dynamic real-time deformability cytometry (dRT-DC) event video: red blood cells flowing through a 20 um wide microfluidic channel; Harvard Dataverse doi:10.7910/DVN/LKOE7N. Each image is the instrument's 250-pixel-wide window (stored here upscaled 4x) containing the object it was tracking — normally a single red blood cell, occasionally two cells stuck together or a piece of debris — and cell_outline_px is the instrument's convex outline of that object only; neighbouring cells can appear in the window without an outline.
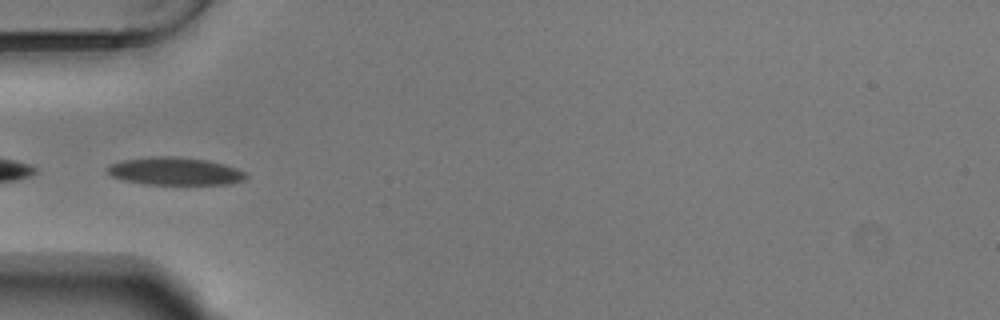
{"species": "Egyptian fruit bat (a non-hibernating species)", "species_latin": "Rousettus aegyptiacus", "temperature_condition": "warm", "stored_images_in_passage": 31, "camera_frame_rate_fps": 3000, "um_per_image_px": 0.085, "animal": {"sex": "male"}, "frame": {"image": 1, "passage_image": 1, "time_ms": 0.0, "image_size_px": [1000, 320], "cell_outline_px": [[248, 176], [244, 180], [232, 184], [144, 184], [124, 180], [112, 176], [104, 168], [120, 160], [148, 156], [176, 156], [208, 160], [224, 164], [236, 168], [244, 172]], "centroid_in_image_um": [14.86, 14.54], "position_along_channel_um": 70.1, "area_um2": 22.6}}
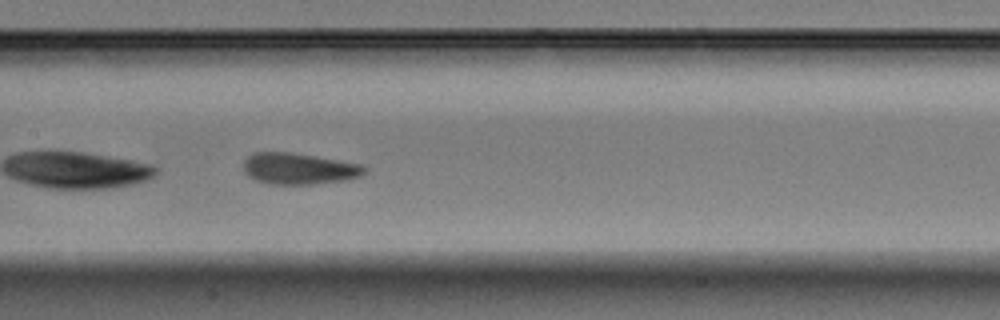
{"frame": {"image": 2, "passage_image": 10, "time_ms": 3.0, "image_size_px": [1000, 320], "cell_outline_px": [[368, 172], [360, 176], [344, 180], [312, 184], [268, 184], [256, 180], [248, 176], [244, 172], [244, 160], [252, 152], [288, 152], [316, 156], [360, 164], [368, 168]], "centroid_in_image_um": [25.4, 14.33], "position_along_channel_um": 182.0, "area_um2": 22.14}}
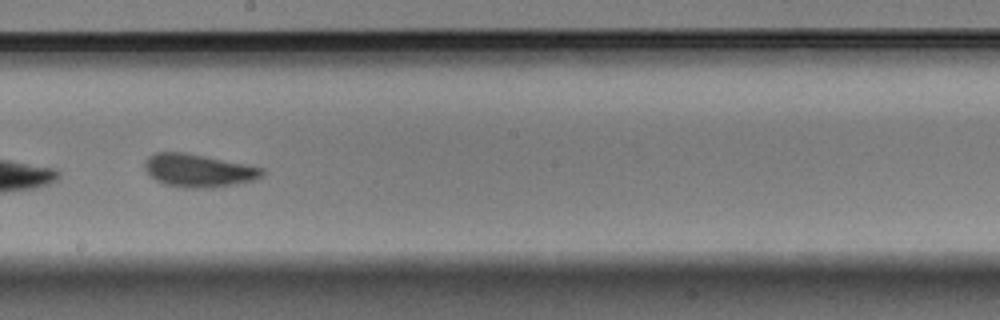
{"frame": {"image": 3, "passage_image": 14, "time_ms": 4.333, "image_size_px": [1000, 320], "cell_outline_px": [[264, 172], [260, 176], [252, 180], [212, 188], [184, 188], [164, 184], [156, 180], [144, 168], [144, 164], [148, 156], [156, 152], [184, 152], [264, 168]], "centroid_in_image_um": [16.82, 14.49], "position_along_channel_um": 231.4, "area_um2": 22.25}, "authors_computed_cell_mechanics": {"area_um2": 22.1374, "velocity_mm_per_s": 3.7071, "shape_relaxation_time_tau1_ms": 3.7008, "shape_relaxation_time_tau2_ms": 0.9731, "deformation_change_tau1": 0.1226, "deformation_change_tau2": 0.0661}}